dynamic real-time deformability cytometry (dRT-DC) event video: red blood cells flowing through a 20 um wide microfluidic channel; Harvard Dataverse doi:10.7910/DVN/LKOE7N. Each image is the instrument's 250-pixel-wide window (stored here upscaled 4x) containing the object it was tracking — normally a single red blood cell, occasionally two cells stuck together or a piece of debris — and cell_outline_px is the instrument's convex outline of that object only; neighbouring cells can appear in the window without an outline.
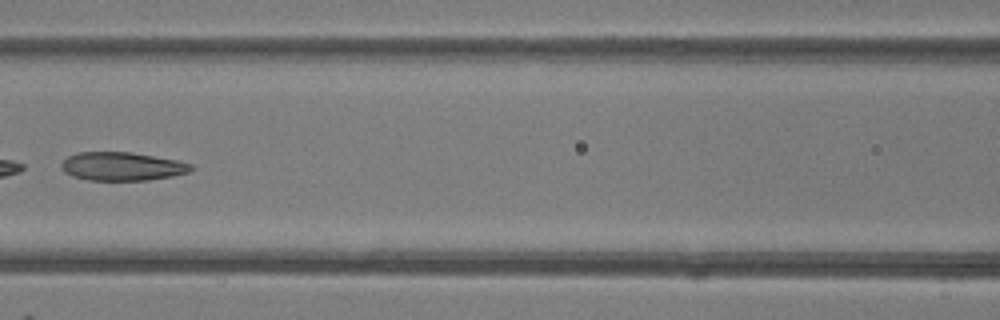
{"species": "common noctule bat (a hibernating species)", "species_latin": "Nyctalus noctula", "temperature_condition": "room temperature", "stored_images_in_passage": 8, "camera_frame_rate_fps": 3000, "um_per_image_px": 0.085, "animal": {"sex": "female"}, "frame": {"image": 1, "passage_image": 7, "time_ms": 7.0, "image_size_px": [1000, 320], "cell_outline_px": [[192, 168], [188, 172], [172, 176], [148, 180], [88, 180], [72, 176], [64, 172], [60, 168], [60, 164], [68, 156], [80, 152], [132, 152], [176, 160], [192, 164]], "centroid_in_image_um": [10.34, 14.14], "position_along_channel_um": 156.3, "area_um2": 21.44}}
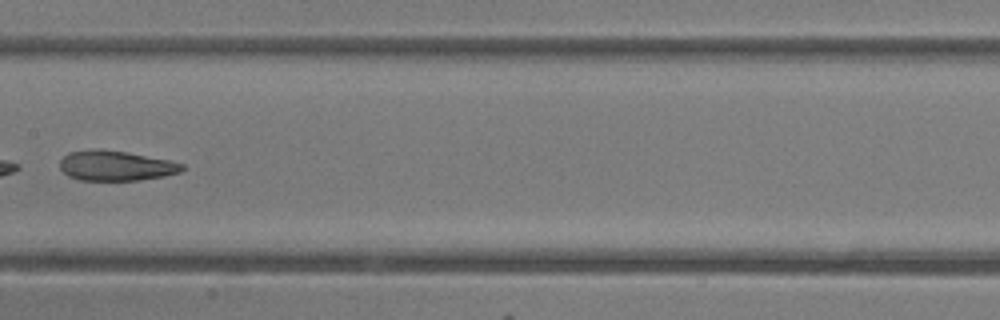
{"frame": {"image": 2, "passage_image": 8, "time_ms": 8.0, "image_size_px": [1000, 320], "cell_outline_px": [[184, 168], [180, 172], [164, 176], [140, 180], [80, 180], [68, 176], [60, 168], [60, 160], [68, 152], [96, 148], [124, 152], [168, 160], [184, 164]], "centroid_in_image_um": [9.82, 14.09], "position_along_channel_um": 197.6, "area_um2": 21.27}}